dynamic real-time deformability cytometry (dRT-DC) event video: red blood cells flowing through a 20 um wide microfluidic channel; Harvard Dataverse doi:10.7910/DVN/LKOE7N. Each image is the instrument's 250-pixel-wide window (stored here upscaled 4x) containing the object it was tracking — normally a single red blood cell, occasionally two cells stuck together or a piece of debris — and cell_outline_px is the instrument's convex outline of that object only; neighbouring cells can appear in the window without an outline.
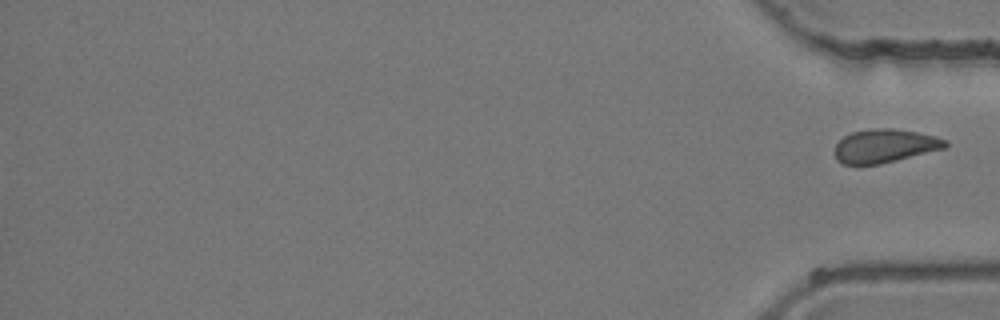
{"species": "common noctule bat (a hibernating species)", "species_latin": "Nyctalus noctula", "temperature_condition": "room temperature", "stored_images_in_passage": 40, "segment_of_instrument_passage": [2, 2], "camera_frame_rate_fps": 3000, "um_per_image_px": 0.085, "animal": {"sex": "female", "body_mass_g": 24.6, "forearm_length_mm": 56.2}, "frame": {"image": 1, "passage_image": 40, "time_ms": 13.0, "image_size_px": [1000, 320], "cell_outline_px": [[948, 148], [880, 164], [844, 164], [836, 160], [836, 144], [844, 136], [852, 132], [876, 128], [892, 128], [916, 132], [936, 136], [948, 140]], "centroid_in_image_um": [75.26, 12.4], "position_along_channel_um": 359.9, "area_um2": 21.62}}